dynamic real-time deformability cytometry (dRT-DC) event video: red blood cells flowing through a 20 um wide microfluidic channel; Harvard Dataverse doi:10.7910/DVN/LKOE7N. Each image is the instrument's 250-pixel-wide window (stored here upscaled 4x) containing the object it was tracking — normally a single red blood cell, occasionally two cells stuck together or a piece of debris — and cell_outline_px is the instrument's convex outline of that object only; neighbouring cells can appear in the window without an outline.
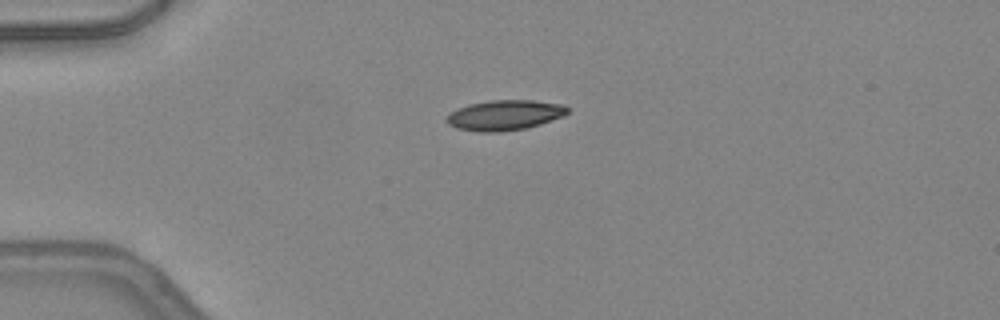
{"species": "common noctule bat (a hibernating species)", "species_latin": "Nyctalus noctula", "temperature_condition": "warm", "stored_images_in_passage": 37, "camera_frame_rate_fps": 3000, "um_per_image_px": 0.085, "animal": {"sex": "female", "body_mass_g": 24.6, "forearm_length_mm": 56.2}, "frame": {"image": 1, "passage_image": 1, "time_ms": 0.0, "image_size_px": [1000, 320], "cell_outline_px": [[568, 112], [564, 116], [540, 124], [524, 128], [500, 132], [476, 132], [456, 128], [448, 124], [444, 120], [456, 108], [468, 104], [488, 100], [532, 100], [564, 104], [568, 108]], "centroid_in_image_um": [42.87, 9.78], "position_along_channel_um": 42.1, "area_um2": 21.44}}
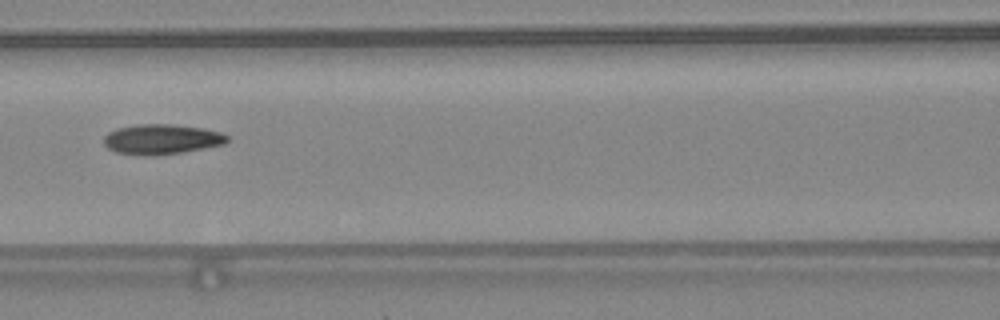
{"frame": {"image": 2, "passage_image": 11, "time_ms": 3.333, "image_size_px": [1000, 320], "cell_outline_px": [[228, 140], [224, 144], [204, 148], [156, 156], [144, 156], [116, 152], [108, 148], [104, 144], [104, 136], [108, 132], [116, 128], [136, 124], [172, 124], [204, 128], [220, 132], [228, 136]], "centroid_in_image_um": [13.71, 11.83], "position_along_channel_um": 152.9, "area_um2": 21.73}}
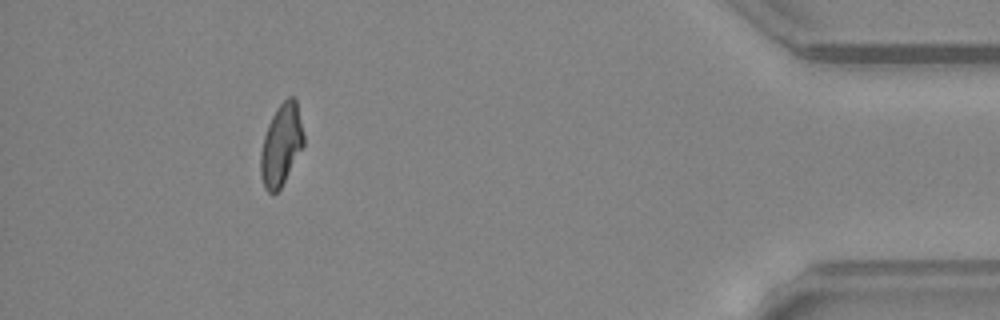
{"frame": {"image": 3, "passage_image": 33, "time_ms": 10.667, "image_size_px": [1000, 320], "cell_outline_px": [[304, 144], [280, 188], [276, 192], [268, 192], [264, 188], [260, 176], [260, 152], [264, 136], [268, 124], [276, 108], [288, 96], [292, 96], [296, 100], [304, 136]], "centroid_in_image_um": [23.88, 12.3], "position_along_channel_um": 411.3, "area_um2": 20.23}, "authors_computed_cell_mechanics": {"area_um2": 20.9236, "velocity_mm_per_s": 4.2853, "shape_relaxation_time_tau1_ms": null, "shape_relaxation_time_tau2_ms": 2.5379, "deformation_change_tau1": null, "deformation_change_tau2": 0.0862}}